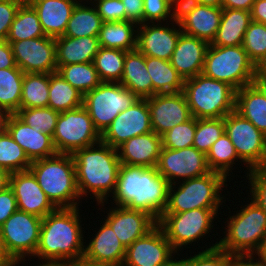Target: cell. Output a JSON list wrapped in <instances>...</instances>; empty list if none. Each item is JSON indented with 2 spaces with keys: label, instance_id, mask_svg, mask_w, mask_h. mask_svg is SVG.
Listing matches in <instances>:
<instances>
[{
  "label": "cell",
  "instance_id": "cell-1",
  "mask_svg": "<svg viewBox=\"0 0 266 266\" xmlns=\"http://www.w3.org/2000/svg\"><path fill=\"white\" fill-rule=\"evenodd\" d=\"M80 207L56 208L42 218L39 244L33 256L38 263L70 266L83 258L87 232L82 227Z\"/></svg>",
  "mask_w": 266,
  "mask_h": 266
},
{
  "label": "cell",
  "instance_id": "cell-2",
  "mask_svg": "<svg viewBox=\"0 0 266 266\" xmlns=\"http://www.w3.org/2000/svg\"><path fill=\"white\" fill-rule=\"evenodd\" d=\"M169 186L156 167L121 164L110 202L111 205L145 211L158 221L168 204Z\"/></svg>",
  "mask_w": 266,
  "mask_h": 266
},
{
  "label": "cell",
  "instance_id": "cell-3",
  "mask_svg": "<svg viewBox=\"0 0 266 266\" xmlns=\"http://www.w3.org/2000/svg\"><path fill=\"white\" fill-rule=\"evenodd\" d=\"M72 156L81 200L91 196L89 198H93L96 204L108 203L115 191L121 166L117 149L100 141L75 151Z\"/></svg>",
  "mask_w": 266,
  "mask_h": 266
},
{
  "label": "cell",
  "instance_id": "cell-4",
  "mask_svg": "<svg viewBox=\"0 0 266 266\" xmlns=\"http://www.w3.org/2000/svg\"><path fill=\"white\" fill-rule=\"evenodd\" d=\"M242 199L245 205L242 202L239 210H232L234 213L228 207L221 229L224 237H219L218 246L235 260H251L266 241V213L250 197Z\"/></svg>",
  "mask_w": 266,
  "mask_h": 266
},
{
  "label": "cell",
  "instance_id": "cell-5",
  "mask_svg": "<svg viewBox=\"0 0 266 266\" xmlns=\"http://www.w3.org/2000/svg\"><path fill=\"white\" fill-rule=\"evenodd\" d=\"M29 170L56 208L82 206L81 202L84 200H80L77 189L72 154L57 153L51 157L34 160Z\"/></svg>",
  "mask_w": 266,
  "mask_h": 266
},
{
  "label": "cell",
  "instance_id": "cell-6",
  "mask_svg": "<svg viewBox=\"0 0 266 266\" xmlns=\"http://www.w3.org/2000/svg\"><path fill=\"white\" fill-rule=\"evenodd\" d=\"M225 176L209 172L203 176L171 184L168 190V204L164 213H182L193 209H224L226 202L223 190H227ZM222 193H224L222 195Z\"/></svg>",
  "mask_w": 266,
  "mask_h": 266
},
{
  "label": "cell",
  "instance_id": "cell-7",
  "mask_svg": "<svg viewBox=\"0 0 266 266\" xmlns=\"http://www.w3.org/2000/svg\"><path fill=\"white\" fill-rule=\"evenodd\" d=\"M222 213L221 209L200 208L182 213H163L158 220V225L162 228L167 240L176 253H182L186 247L191 248L192 245L195 246L196 242L198 246L197 250H200V248L203 250L211 249L218 246L219 239L216 238L214 243L209 241V243H207L209 245H207L203 243V241H205L203 237L207 239L209 235L214 232V229L219 228L214 227L217 225L215 220H217L218 215H223ZM200 240L205 246H199ZM188 245L190 246L188 247Z\"/></svg>",
  "mask_w": 266,
  "mask_h": 266
},
{
  "label": "cell",
  "instance_id": "cell-8",
  "mask_svg": "<svg viewBox=\"0 0 266 266\" xmlns=\"http://www.w3.org/2000/svg\"><path fill=\"white\" fill-rule=\"evenodd\" d=\"M182 92L192 117L196 119L224 118L235 110L236 90L203 73L184 80Z\"/></svg>",
  "mask_w": 266,
  "mask_h": 266
},
{
  "label": "cell",
  "instance_id": "cell-9",
  "mask_svg": "<svg viewBox=\"0 0 266 266\" xmlns=\"http://www.w3.org/2000/svg\"><path fill=\"white\" fill-rule=\"evenodd\" d=\"M256 66L242 45L213 46L209 44L202 73L228 83L236 91L253 83Z\"/></svg>",
  "mask_w": 266,
  "mask_h": 266
},
{
  "label": "cell",
  "instance_id": "cell-10",
  "mask_svg": "<svg viewBox=\"0 0 266 266\" xmlns=\"http://www.w3.org/2000/svg\"><path fill=\"white\" fill-rule=\"evenodd\" d=\"M139 98L118 82H101L83 97V106L88 111L100 134L112 121Z\"/></svg>",
  "mask_w": 266,
  "mask_h": 266
},
{
  "label": "cell",
  "instance_id": "cell-11",
  "mask_svg": "<svg viewBox=\"0 0 266 266\" xmlns=\"http://www.w3.org/2000/svg\"><path fill=\"white\" fill-rule=\"evenodd\" d=\"M52 139L57 153L73 154L99 143L101 134L82 105L59 114Z\"/></svg>",
  "mask_w": 266,
  "mask_h": 266
},
{
  "label": "cell",
  "instance_id": "cell-12",
  "mask_svg": "<svg viewBox=\"0 0 266 266\" xmlns=\"http://www.w3.org/2000/svg\"><path fill=\"white\" fill-rule=\"evenodd\" d=\"M225 133L250 170L266 166V135L236 110L224 117Z\"/></svg>",
  "mask_w": 266,
  "mask_h": 266
},
{
  "label": "cell",
  "instance_id": "cell-13",
  "mask_svg": "<svg viewBox=\"0 0 266 266\" xmlns=\"http://www.w3.org/2000/svg\"><path fill=\"white\" fill-rule=\"evenodd\" d=\"M42 218L20 210L15 211L0 227L8 255L13 260L32 261L37 250Z\"/></svg>",
  "mask_w": 266,
  "mask_h": 266
},
{
  "label": "cell",
  "instance_id": "cell-14",
  "mask_svg": "<svg viewBox=\"0 0 266 266\" xmlns=\"http://www.w3.org/2000/svg\"><path fill=\"white\" fill-rule=\"evenodd\" d=\"M156 169L170 185L211 172L206 154L193 146L180 150L161 148Z\"/></svg>",
  "mask_w": 266,
  "mask_h": 266
},
{
  "label": "cell",
  "instance_id": "cell-15",
  "mask_svg": "<svg viewBox=\"0 0 266 266\" xmlns=\"http://www.w3.org/2000/svg\"><path fill=\"white\" fill-rule=\"evenodd\" d=\"M106 204H108L106 201L96 204V206H100L97 210L100 209L104 214L106 213L107 216L103 215L105 217L102 219L112 228L125 248L147 234L158 224V221L145 211L116 205H111L112 207L108 205L110 207L108 208L105 207L107 206ZM105 209L107 210L106 212Z\"/></svg>",
  "mask_w": 266,
  "mask_h": 266
},
{
  "label": "cell",
  "instance_id": "cell-16",
  "mask_svg": "<svg viewBox=\"0 0 266 266\" xmlns=\"http://www.w3.org/2000/svg\"><path fill=\"white\" fill-rule=\"evenodd\" d=\"M153 132L147 98L119 113L101 134V142L117 149L132 137Z\"/></svg>",
  "mask_w": 266,
  "mask_h": 266
},
{
  "label": "cell",
  "instance_id": "cell-17",
  "mask_svg": "<svg viewBox=\"0 0 266 266\" xmlns=\"http://www.w3.org/2000/svg\"><path fill=\"white\" fill-rule=\"evenodd\" d=\"M15 63L24 73L57 72L56 41L44 36L11 43Z\"/></svg>",
  "mask_w": 266,
  "mask_h": 266
},
{
  "label": "cell",
  "instance_id": "cell-18",
  "mask_svg": "<svg viewBox=\"0 0 266 266\" xmlns=\"http://www.w3.org/2000/svg\"><path fill=\"white\" fill-rule=\"evenodd\" d=\"M181 33L177 18L168 22L140 24L137 28V49L145 56L170 61Z\"/></svg>",
  "mask_w": 266,
  "mask_h": 266
},
{
  "label": "cell",
  "instance_id": "cell-19",
  "mask_svg": "<svg viewBox=\"0 0 266 266\" xmlns=\"http://www.w3.org/2000/svg\"><path fill=\"white\" fill-rule=\"evenodd\" d=\"M222 17V7L184 1L177 7L176 18L182 33L209 44L215 39Z\"/></svg>",
  "mask_w": 266,
  "mask_h": 266
},
{
  "label": "cell",
  "instance_id": "cell-20",
  "mask_svg": "<svg viewBox=\"0 0 266 266\" xmlns=\"http://www.w3.org/2000/svg\"><path fill=\"white\" fill-rule=\"evenodd\" d=\"M176 252L157 224L126 248L122 266H159Z\"/></svg>",
  "mask_w": 266,
  "mask_h": 266
},
{
  "label": "cell",
  "instance_id": "cell-21",
  "mask_svg": "<svg viewBox=\"0 0 266 266\" xmlns=\"http://www.w3.org/2000/svg\"><path fill=\"white\" fill-rule=\"evenodd\" d=\"M152 130L162 136L174 126L192 118L183 92L155 94L147 98Z\"/></svg>",
  "mask_w": 266,
  "mask_h": 266
},
{
  "label": "cell",
  "instance_id": "cell-22",
  "mask_svg": "<svg viewBox=\"0 0 266 266\" xmlns=\"http://www.w3.org/2000/svg\"><path fill=\"white\" fill-rule=\"evenodd\" d=\"M10 188L20 211L43 218L56 209L30 170L11 173Z\"/></svg>",
  "mask_w": 266,
  "mask_h": 266
},
{
  "label": "cell",
  "instance_id": "cell-23",
  "mask_svg": "<svg viewBox=\"0 0 266 266\" xmlns=\"http://www.w3.org/2000/svg\"><path fill=\"white\" fill-rule=\"evenodd\" d=\"M6 131L31 161L57 154L52 136L26 124L16 114L9 115Z\"/></svg>",
  "mask_w": 266,
  "mask_h": 266
},
{
  "label": "cell",
  "instance_id": "cell-24",
  "mask_svg": "<svg viewBox=\"0 0 266 266\" xmlns=\"http://www.w3.org/2000/svg\"><path fill=\"white\" fill-rule=\"evenodd\" d=\"M208 46L209 43L205 40L184 33L180 34L170 63L183 80L202 73Z\"/></svg>",
  "mask_w": 266,
  "mask_h": 266
},
{
  "label": "cell",
  "instance_id": "cell-25",
  "mask_svg": "<svg viewBox=\"0 0 266 266\" xmlns=\"http://www.w3.org/2000/svg\"><path fill=\"white\" fill-rule=\"evenodd\" d=\"M99 223L100 227L94 228L97 231L91 235V239L87 241L85 238L83 259L122 265L126 248L103 219Z\"/></svg>",
  "mask_w": 266,
  "mask_h": 266
},
{
  "label": "cell",
  "instance_id": "cell-26",
  "mask_svg": "<svg viewBox=\"0 0 266 266\" xmlns=\"http://www.w3.org/2000/svg\"><path fill=\"white\" fill-rule=\"evenodd\" d=\"M162 148V136L154 131L130 138L117 148L123 165L156 167Z\"/></svg>",
  "mask_w": 266,
  "mask_h": 266
},
{
  "label": "cell",
  "instance_id": "cell-27",
  "mask_svg": "<svg viewBox=\"0 0 266 266\" xmlns=\"http://www.w3.org/2000/svg\"><path fill=\"white\" fill-rule=\"evenodd\" d=\"M46 36L64 35L77 0H30Z\"/></svg>",
  "mask_w": 266,
  "mask_h": 266
},
{
  "label": "cell",
  "instance_id": "cell-28",
  "mask_svg": "<svg viewBox=\"0 0 266 266\" xmlns=\"http://www.w3.org/2000/svg\"><path fill=\"white\" fill-rule=\"evenodd\" d=\"M56 41L57 65L93 62L100 48L98 36H59Z\"/></svg>",
  "mask_w": 266,
  "mask_h": 266
},
{
  "label": "cell",
  "instance_id": "cell-29",
  "mask_svg": "<svg viewBox=\"0 0 266 266\" xmlns=\"http://www.w3.org/2000/svg\"><path fill=\"white\" fill-rule=\"evenodd\" d=\"M119 83L139 99L152 97V81L145 64V55L138 49L126 52L124 72Z\"/></svg>",
  "mask_w": 266,
  "mask_h": 266
},
{
  "label": "cell",
  "instance_id": "cell-30",
  "mask_svg": "<svg viewBox=\"0 0 266 266\" xmlns=\"http://www.w3.org/2000/svg\"><path fill=\"white\" fill-rule=\"evenodd\" d=\"M251 12L222 8V17L213 46H239L243 44L245 32L251 22Z\"/></svg>",
  "mask_w": 266,
  "mask_h": 266
},
{
  "label": "cell",
  "instance_id": "cell-31",
  "mask_svg": "<svg viewBox=\"0 0 266 266\" xmlns=\"http://www.w3.org/2000/svg\"><path fill=\"white\" fill-rule=\"evenodd\" d=\"M207 163L211 171L217 172L225 176L229 181L233 174L232 171L236 168L239 170L241 166H245L246 169L240 168V175L244 171L245 175L242 176L245 180V177L249 174L250 169L245 165L242 164L241 160H238L239 157L236 153L235 147L232 144L231 140L229 139L228 135L224 132L221 137L212 145L210 151L206 155ZM240 162V163H239ZM239 163V164H238ZM236 164L239 166L236 167ZM235 166V167H234ZM242 170V171H241ZM232 173V174H231ZM232 175V176H231ZM231 176V177H230Z\"/></svg>",
  "mask_w": 266,
  "mask_h": 266
},
{
  "label": "cell",
  "instance_id": "cell-32",
  "mask_svg": "<svg viewBox=\"0 0 266 266\" xmlns=\"http://www.w3.org/2000/svg\"><path fill=\"white\" fill-rule=\"evenodd\" d=\"M235 110L266 135V97L253 83L236 91Z\"/></svg>",
  "mask_w": 266,
  "mask_h": 266
},
{
  "label": "cell",
  "instance_id": "cell-33",
  "mask_svg": "<svg viewBox=\"0 0 266 266\" xmlns=\"http://www.w3.org/2000/svg\"><path fill=\"white\" fill-rule=\"evenodd\" d=\"M138 25L131 21L104 22L98 34L100 47L132 51L137 49Z\"/></svg>",
  "mask_w": 266,
  "mask_h": 266
},
{
  "label": "cell",
  "instance_id": "cell-34",
  "mask_svg": "<svg viewBox=\"0 0 266 266\" xmlns=\"http://www.w3.org/2000/svg\"><path fill=\"white\" fill-rule=\"evenodd\" d=\"M145 64L152 81V96L183 91L184 80L170 61L145 56Z\"/></svg>",
  "mask_w": 266,
  "mask_h": 266
},
{
  "label": "cell",
  "instance_id": "cell-35",
  "mask_svg": "<svg viewBox=\"0 0 266 266\" xmlns=\"http://www.w3.org/2000/svg\"><path fill=\"white\" fill-rule=\"evenodd\" d=\"M103 23L97 9L91 2H78L72 11L63 36L73 38L98 36Z\"/></svg>",
  "mask_w": 266,
  "mask_h": 266
},
{
  "label": "cell",
  "instance_id": "cell-36",
  "mask_svg": "<svg viewBox=\"0 0 266 266\" xmlns=\"http://www.w3.org/2000/svg\"><path fill=\"white\" fill-rule=\"evenodd\" d=\"M83 97L58 72L49 74L48 107L59 113L73 110L83 105Z\"/></svg>",
  "mask_w": 266,
  "mask_h": 266
},
{
  "label": "cell",
  "instance_id": "cell-37",
  "mask_svg": "<svg viewBox=\"0 0 266 266\" xmlns=\"http://www.w3.org/2000/svg\"><path fill=\"white\" fill-rule=\"evenodd\" d=\"M44 36L46 35L36 10L29 2H23L11 24L6 41L11 44L12 42Z\"/></svg>",
  "mask_w": 266,
  "mask_h": 266
},
{
  "label": "cell",
  "instance_id": "cell-38",
  "mask_svg": "<svg viewBox=\"0 0 266 266\" xmlns=\"http://www.w3.org/2000/svg\"><path fill=\"white\" fill-rule=\"evenodd\" d=\"M24 72L19 68L0 69V108L9 114L20 109Z\"/></svg>",
  "mask_w": 266,
  "mask_h": 266
},
{
  "label": "cell",
  "instance_id": "cell-39",
  "mask_svg": "<svg viewBox=\"0 0 266 266\" xmlns=\"http://www.w3.org/2000/svg\"><path fill=\"white\" fill-rule=\"evenodd\" d=\"M49 74L24 73L20 109L48 107Z\"/></svg>",
  "mask_w": 266,
  "mask_h": 266
},
{
  "label": "cell",
  "instance_id": "cell-40",
  "mask_svg": "<svg viewBox=\"0 0 266 266\" xmlns=\"http://www.w3.org/2000/svg\"><path fill=\"white\" fill-rule=\"evenodd\" d=\"M57 72L83 95L102 82L93 62L57 65Z\"/></svg>",
  "mask_w": 266,
  "mask_h": 266
},
{
  "label": "cell",
  "instance_id": "cell-41",
  "mask_svg": "<svg viewBox=\"0 0 266 266\" xmlns=\"http://www.w3.org/2000/svg\"><path fill=\"white\" fill-rule=\"evenodd\" d=\"M127 51L100 47L94 58V66L102 82H120L124 72Z\"/></svg>",
  "mask_w": 266,
  "mask_h": 266
},
{
  "label": "cell",
  "instance_id": "cell-42",
  "mask_svg": "<svg viewBox=\"0 0 266 266\" xmlns=\"http://www.w3.org/2000/svg\"><path fill=\"white\" fill-rule=\"evenodd\" d=\"M32 161L7 131L0 134V168L10 173L27 171Z\"/></svg>",
  "mask_w": 266,
  "mask_h": 266
},
{
  "label": "cell",
  "instance_id": "cell-43",
  "mask_svg": "<svg viewBox=\"0 0 266 266\" xmlns=\"http://www.w3.org/2000/svg\"><path fill=\"white\" fill-rule=\"evenodd\" d=\"M224 132V118L196 119L193 147L207 155Z\"/></svg>",
  "mask_w": 266,
  "mask_h": 266
},
{
  "label": "cell",
  "instance_id": "cell-44",
  "mask_svg": "<svg viewBox=\"0 0 266 266\" xmlns=\"http://www.w3.org/2000/svg\"><path fill=\"white\" fill-rule=\"evenodd\" d=\"M15 114L31 127L53 136L60 113L50 107H38L19 109Z\"/></svg>",
  "mask_w": 266,
  "mask_h": 266
},
{
  "label": "cell",
  "instance_id": "cell-45",
  "mask_svg": "<svg viewBox=\"0 0 266 266\" xmlns=\"http://www.w3.org/2000/svg\"><path fill=\"white\" fill-rule=\"evenodd\" d=\"M242 46L256 66L266 55V25L251 21L245 32Z\"/></svg>",
  "mask_w": 266,
  "mask_h": 266
},
{
  "label": "cell",
  "instance_id": "cell-46",
  "mask_svg": "<svg viewBox=\"0 0 266 266\" xmlns=\"http://www.w3.org/2000/svg\"><path fill=\"white\" fill-rule=\"evenodd\" d=\"M196 118L174 126L162 135V148L180 150L193 146Z\"/></svg>",
  "mask_w": 266,
  "mask_h": 266
},
{
  "label": "cell",
  "instance_id": "cell-47",
  "mask_svg": "<svg viewBox=\"0 0 266 266\" xmlns=\"http://www.w3.org/2000/svg\"><path fill=\"white\" fill-rule=\"evenodd\" d=\"M187 257H186V256ZM184 255V266H231L235 259L219 246Z\"/></svg>",
  "mask_w": 266,
  "mask_h": 266
},
{
  "label": "cell",
  "instance_id": "cell-48",
  "mask_svg": "<svg viewBox=\"0 0 266 266\" xmlns=\"http://www.w3.org/2000/svg\"><path fill=\"white\" fill-rule=\"evenodd\" d=\"M177 7L169 0H143V23L176 19Z\"/></svg>",
  "mask_w": 266,
  "mask_h": 266
},
{
  "label": "cell",
  "instance_id": "cell-49",
  "mask_svg": "<svg viewBox=\"0 0 266 266\" xmlns=\"http://www.w3.org/2000/svg\"><path fill=\"white\" fill-rule=\"evenodd\" d=\"M248 180V195L266 213V166L250 170L245 178ZM250 194V195H249Z\"/></svg>",
  "mask_w": 266,
  "mask_h": 266
},
{
  "label": "cell",
  "instance_id": "cell-50",
  "mask_svg": "<svg viewBox=\"0 0 266 266\" xmlns=\"http://www.w3.org/2000/svg\"><path fill=\"white\" fill-rule=\"evenodd\" d=\"M103 22L125 20L124 5L121 0H92Z\"/></svg>",
  "mask_w": 266,
  "mask_h": 266
},
{
  "label": "cell",
  "instance_id": "cell-51",
  "mask_svg": "<svg viewBox=\"0 0 266 266\" xmlns=\"http://www.w3.org/2000/svg\"><path fill=\"white\" fill-rule=\"evenodd\" d=\"M23 1L0 0V39L6 40L11 24Z\"/></svg>",
  "mask_w": 266,
  "mask_h": 266
},
{
  "label": "cell",
  "instance_id": "cell-52",
  "mask_svg": "<svg viewBox=\"0 0 266 266\" xmlns=\"http://www.w3.org/2000/svg\"><path fill=\"white\" fill-rule=\"evenodd\" d=\"M17 210V200L13 190L8 187L0 192V227Z\"/></svg>",
  "mask_w": 266,
  "mask_h": 266
},
{
  "label": "cell",
  "instance_id": "cell-53",
  "mask_svg": "<svg viewBox=\"0 0 266 266\" xmlns=\"http://www.w3.org/2000/svg\"><path fill=\"white\" fill-rule=\"evenodd\" d=\"M125 10V20L143 24V0H121Z\"/></svg>",
  "mask_w": 266,
  "mask_h": 266
},
{
  "label": "cell",
  "instance_id": "cell-54",
  "mask_svg": "<svg viewBox=\"0 0 266 266\" xmlns=\"http://www.w3.org/2000/svg\"><path fill=\"white\" fill-rule=\"evenodd\" d=\"M18 68L9 42L0 39V69Z\"/></svg>",
  "mask_w": 266,
  "mask_h": 266
},
{
  "label": "cell",
  "instance_id": "cell-55",
  "mask_svg": "<svg viewBox=\"0 0 266 266\" xmlns=\"http://www.w3.org/2000/svg\"><path fill=\"white\" fill-rule=\"evenodd\" d=\"M251 20L266 25V0H255L251 9Z\"/></svg>",
  "mask_w": 266,
  "mask_h": 266
},
{
  "label": "cell",
  "instance_id": "cell-56",
  "mask_svg": "<svg viewBox=\"0 0 266 266\" xmlns=\"http://www.w3.org/2000/svg\"><path fill=\"white\" fill-rule=\"evenodd\" d=\"M255 0H222V8L240 9L251 12Z\"/></svg>",
  "mask_w": 266,
  "mask_h": 266
},
{
  "label": "cell",
  "instance_id": "cell-57",
  "mask_svg": "<svg viewBox=\"0 0 266 266\" xmlns=\"http://www.w3.org/2000/svg\"><path fill=\"white\" fill-rule=\"evenodd\" d=\"M184 254L185 253H183V252L180 254L177 252L173 256H171L165 263L160 264L159 266H184Z\"/></svg>",
  "mask_w": 266,
  "mask_h": 266
},
{
  "label": "cell",
  "instance_id": "cell-58",
  "mask_svg": "<svg viewBox=\"0 0 266 266\" xmlns=\"http://www.w3.org/2000/svg\"><path fill=\"white\" fill-rule=\"evenodd\" d=\"M11 173L3 168H0V192L10 187Z\"/></svg>",
  "mask_w": 266,
  "mask_h": 266
},
{
  "label": "cell",
  "instance_id": "cell-59",
  "mask_svg": "<svg viewBox=\"0 0 266 266\" xmlns=\"http://www.w3.org/2000/svg\"><path fill=\"white\" fill-rule=\"evenodd\" d=\"M258 266H266V241L261 246L259 252L251 259Z\"/></svg>",
  "mask_w": 266,
  "mask_h": 266
},
{
  "label": "cell",
  "instance_id": "cell-60",
  "mask_svg": "<svg viewBox=\"0 0 266 266\" xmlns=\"http://www.w3.org/2000/svg\"><path fill=\"white\" fill-rule=\"evenodd\" d=\"M13 260L7 253L4 242H3V237L1 233V228H0V266H4L8 262Z\"/></svg>",
  "mask_w": 266,
  "mask_h": 266
},
{
  "label": "cell",
  "instance_id": "cell-61",
  "mask_svg": "<svg viewBox=\"0 0 266 266\" xmlns=\"http://www.w3.org/2000/svg\"><path fill=\"white\" fill-rule=\"evenodd\" d=\"M253 84L266 97V76L265 75H255L253 78Z\"/></svg>",
  "mask_w": 266,
  "mask_h": 266
},
{
  "label": "cell",
  "instance_id": "cell-62",
  "mask_svg": "<svg viewBox=\"0 0 266 266\" xmlns=\"http://www.w3.org/2000/svg\"><path fill=\"white\" fill-rule=\"evenodd\" d=\"M70 266H122V265L111 264V263H98V262H93V261L86 260V259L82 258Z\"/></svg>",
  "mask_w": 266,
  "mask_h": 266
},
{
  "label": "cell",
  "instance_id": "cell-63",
  "mask_svg": "<svg viewBox=\"0 0 266 266\" xmlns=\"http://www.w3.org/2000/svg\"><path fill=\"white\" fill-rule=\"evenodd\" d=\"M185 1L193 2L200 5L222 7V0H185Z\"/></svg>",
  "mask_w": 266,
  "mask_h": 266
},
{
  "label": "cell",
  "instance_id": "cell-64",
  "mask_svg": "<svg viewBox=\"0 0 266 266\" xmlns=\"http://www.w3.org/2000/svg\"><path fill=\"white\" fill-rule=\"evenodd\" d=\"M9 115L10 114L5 109L0 108V134L6 131V124Z\"/></svg>",
  "mask_w": 266,
  "mask_h": 266
},
{
  "label": "cell",
  "instance_id": "cell-65",
  "mask_svg": "<svg viewBox=\"0 0 266 266\" xmlns=\"http://www.w3.org/2000/svg\"><path fill=\"white\" fill-rule=\"evenodd\" d=\"M25 261L27 260H11L10 262H8L7 264H5L4 266H24L25 265ZM37 261H35V264H29L30 266H50L47 264H42V263H38L36 264ZM22 264V265H21ZM28 266V265H25Z\"/></svg>",
  "mask_w": 266,
  "mask_h": 266
},
{
  "label": "cell",
  "instance_id": "cell-66",
  "mask_svg": "<svg viewBox=\"0 0 266 266\" xmlns=\"http://www.w3.org/2000/svg\"><path fill=\"white\" fill-rule=\"evenodd\" d=\"M255 75L266 76V55L257 63Z\"/></svg>",
  "mask_w": 266,
  "mask_h": 266
},
{
  "label": "cell",
  "instance_id": "cell-67",
  "mask_svg": "<svg viewBox=\"0 0 266 266\" xmlns=\"http://www.w3.org/2000/svg\"><path fill=\"white\" fill-rule=\"evenodd\" d=\"M239 266H258L253 260H239Z\"/></svg>",
  "mask_w": 266,
  "mask_h": 266
},
{
  "label": "cell",
  "instance_id": "cell-68",
  "mask_svg": "<svg viewBox=\"0 0 266 266\" xmlns=\"http://www.w3.org/2000/svg\"><path fill=\"white\" fill-rule=\"evenodd\" d=\"M171 1L176 7L182 4L185 0H169Z\"/></svg>",
  "mask_w": 266,
  "mask_h": 266
},
{
  "label": "cell",
  "instance_id": "cell-69",
  "mask_svg": "<svg viewBox=\"0 0 266 266\" xmlns=\"http://www.w3.org/2000/svg\"><path fill=\"white\" fill-rule=\"evenodd\" d=\"M231 266H239V260H235V262Z\"/></svg>",
  "mask_w": 266,
  "mask_h": 266
},
{
  "label": "cell",
  "instance_id": "cell-70",
  "mask_svg": "<svg viewBox=\"0 0 266 266\" xmlns=\"http://www.w3.org/2000/svg\"><path fill=\"white\" fill-rule=\"evenodd\" d=\"M78 2H91L92 0H77Z\"/></svg>",
  "mask_w": 266,
  "mask_h": 266
}]
</instances>
